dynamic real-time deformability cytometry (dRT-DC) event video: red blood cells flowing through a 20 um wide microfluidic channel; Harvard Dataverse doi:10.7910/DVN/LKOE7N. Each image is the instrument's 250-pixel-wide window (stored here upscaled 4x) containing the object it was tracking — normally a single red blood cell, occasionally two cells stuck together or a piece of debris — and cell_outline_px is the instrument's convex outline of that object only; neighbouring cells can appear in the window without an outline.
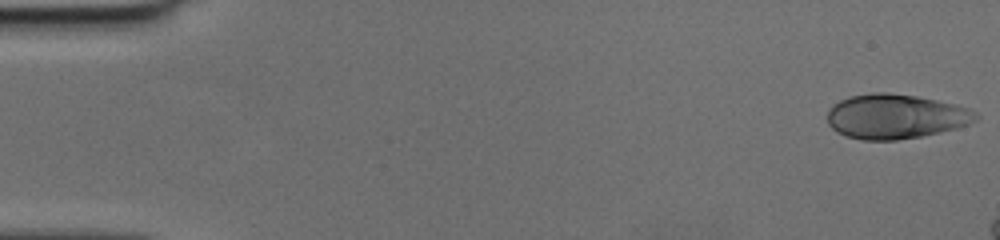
{"species": "human", "species_latin": "Homo sapiens", "temperature_condition": "cold", "stored_images_in_passage": 12, "camera_frame_rate_fps": 3000, "um_per_image_px": 0.085, "donor": {"sex": "female"}, "frame": {"image": 1, "passage_image": 1, "time_ms": 0.0, "image_size_px": [1000, 240], "cell_outline_px": [[980, 116], [976, 120], [968, 124], [956, 128], [920, 136], [896, 140], [864, 140], [844, 136], [836, 132], [828, 124], [828, 108], [832, 104], [848, 96], [872, 92], [888, 92], [916, 96], [956, 104], [972, 108]], "centroid_in_image_um": [76.1, 9.89], "position_along_channel_um": 8.9, "area_um2": 38.9}}